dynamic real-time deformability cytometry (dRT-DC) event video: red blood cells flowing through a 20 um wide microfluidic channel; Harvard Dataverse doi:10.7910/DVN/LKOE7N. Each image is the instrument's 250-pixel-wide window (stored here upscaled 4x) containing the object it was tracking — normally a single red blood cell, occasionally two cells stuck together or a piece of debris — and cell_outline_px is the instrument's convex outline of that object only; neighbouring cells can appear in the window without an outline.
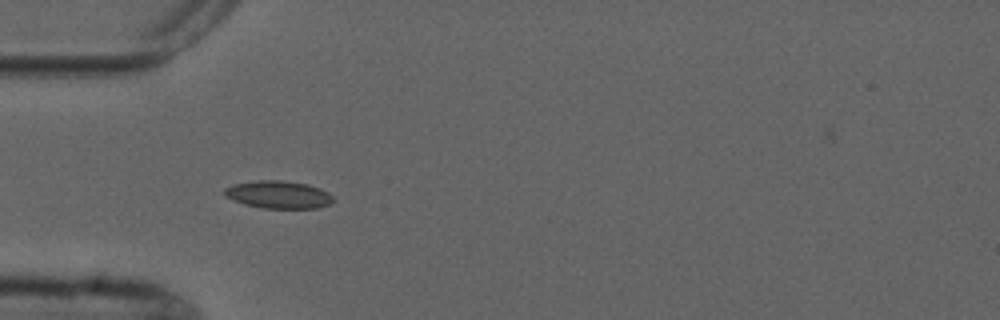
{"species": "common noctule bat (a hibernating species)", "species_latin": "Nyctalus noctula", "temperature_condition": "cold", "stored_images_in_passage": 5, "camera_frame_rate_fps": 3000, "um_per_image_px": 0.085, "animal": {"sex": "male", "forearm_length_mm": 52.5}, "frame": {"image": 1, "passage_image": 4, "time_ms": 4.667, "image_size_px": [1000, 320], "cell_outline_px": [[336, 200], [328, 204], [316, 208], [264, 208], [244, 204], [232, 200], [224, 196], [224, 188], [232, 184], [256, 180], [280, 180], [308, 184], [320, 188], [328, 192]], "centroid_in_image_um": [23.64, 16.53], "position_along_channel_um": 61.4, "area_um2": 17.63}}
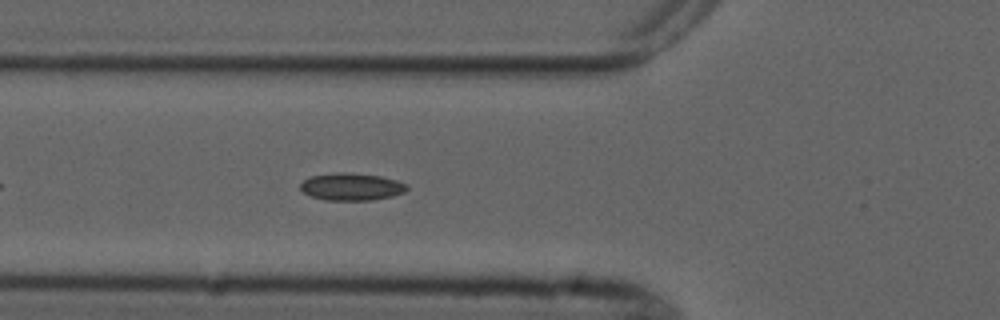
{"frame": {"image": 2, "passage_image": 5, "time_ms": 5.667, "image_size_px": [1000, 320], "cell_outline_px": [[408, 188], [404, 192], [392, 196], [372, 200], [324, 200], [312, 196], [304, 192], [300, 188], [300, 184], [304, 180], [312, 176], [336, 172], [352, 172], [380, 176], [396, 180], [408, 184]], "centroid_in_image_um": [29.89, 15.86], "position_along_channel_um": 95.9, "area_um2": 16.99}}